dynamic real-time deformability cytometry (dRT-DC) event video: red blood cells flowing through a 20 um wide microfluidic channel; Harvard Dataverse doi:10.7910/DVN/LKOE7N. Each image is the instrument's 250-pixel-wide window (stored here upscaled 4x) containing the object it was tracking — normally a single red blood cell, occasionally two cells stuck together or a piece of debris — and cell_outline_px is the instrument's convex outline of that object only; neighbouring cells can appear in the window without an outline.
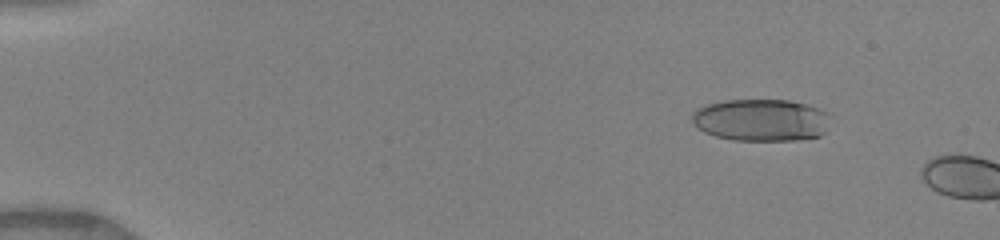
{"species": "human", "species_latin": "Homo sapiens", "temperature_condition": "warm", "stored_images_in_passage": 9, "camera_frame_rate_fps": 3000, "um_per_image_px": 0.085, "donor": {"sex": "female"}, "frame": {"image": 1, "passage_image": 6, "time_ms": 1.667, "image_size_px": [1000, 240], "cell_outline_px": [[832, 116], [824, 132], [820, 136], [796, 140], [732, 140], [716, 136], [704, 132], [692, 124], [692, 112], [696, 108], [708, 104], [724, 100], [788, 100], [820, 108], [828, 112]], "centroid_in_image_um": [64.7, 10.2], "position_along_channel_um": 20.3, "area_um2": 34.28}}